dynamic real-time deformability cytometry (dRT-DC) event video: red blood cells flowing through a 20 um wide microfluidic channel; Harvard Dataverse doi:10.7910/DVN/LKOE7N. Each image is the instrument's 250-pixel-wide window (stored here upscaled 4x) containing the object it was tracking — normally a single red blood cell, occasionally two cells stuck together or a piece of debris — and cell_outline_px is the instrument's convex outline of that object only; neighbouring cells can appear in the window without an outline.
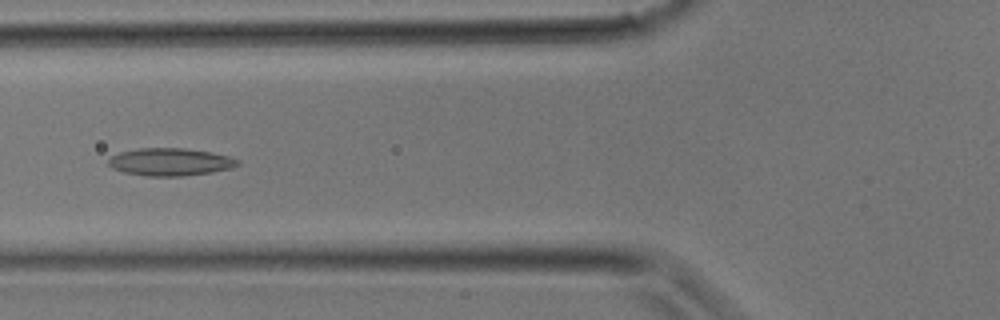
{"species": "common noctule bat (a hibernating species)", "species_latin": "Nyctalus noctula", "temperature_condition": "room temperature", "stored_images_in_passage": 30, "camera_frame_rate_fps": 3000, "um_per_image_px": 0.085, "animal": {"sex": "male", "body_mass_g": 17.9}, "frame": {"image": 1, "passage_image": 11, "time_ms": 3.333, "image_size_px": [1000, 320], "cell_outline_px": [[240, 164], [232, 168], [212, 172], [184, 176], [144, 176], [124, 172], [112, 168], [108, 164], [108, 160], [112, 156], [120, 152], [136, 148], [184, 148], [212, 152], [228, 156], [240, 160]], "centroid_in_image_um": [14.48, 13.76], "position_along_channel_um": 111.3, "area_um2": 20.92}}
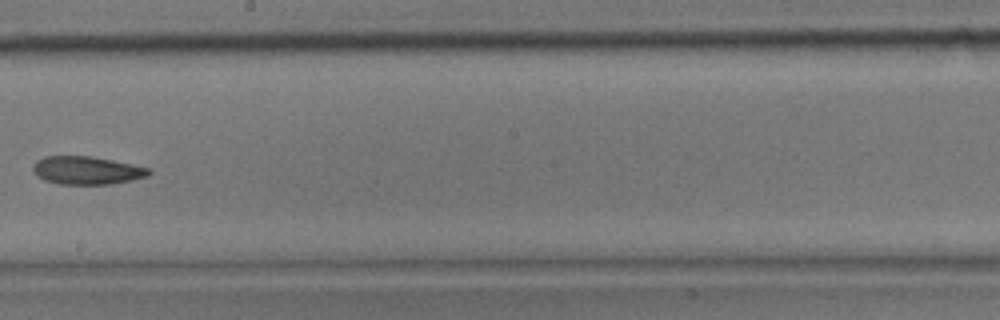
{"frame": {"image": 2, "passage_image": 17, "time_ms": 5.333, "image_size_px": [1000, 320], "cell_outline_px": [[152, 172], [148, 176], [132, 180], [112, 184], [60, 184], [44, 180], [36, 176], [32, 168], [32, 164], [36, 160], [44, 156], [92, 156], [152, 168]], "centroid_in_image_um": [7.38, 14.48], "position_along_channel_um": 240.8, "area_um2": 19.19}}
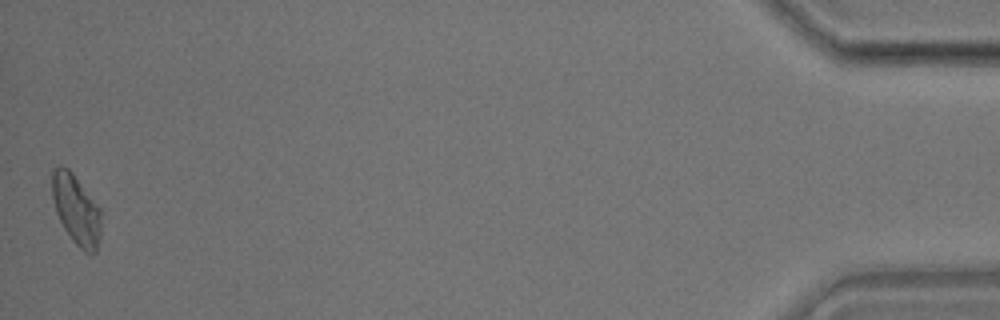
{"frame": {"image": 3, "passage_image": 30, "time_ms": 9.667, "image_size_px": [1000, 320], "cell_outline_px": [[100, 240], [96, 252], [84, 252], [72, 240], [64, 228], [56, 212], [52, 196], [52, 168], [60, 164], [68, 168], [72, 172], [100, 208]], "centroid_in_image_um": [6.46, 17.79], "position_along_channel_um": 428.7, "area_um2": 19.88}}